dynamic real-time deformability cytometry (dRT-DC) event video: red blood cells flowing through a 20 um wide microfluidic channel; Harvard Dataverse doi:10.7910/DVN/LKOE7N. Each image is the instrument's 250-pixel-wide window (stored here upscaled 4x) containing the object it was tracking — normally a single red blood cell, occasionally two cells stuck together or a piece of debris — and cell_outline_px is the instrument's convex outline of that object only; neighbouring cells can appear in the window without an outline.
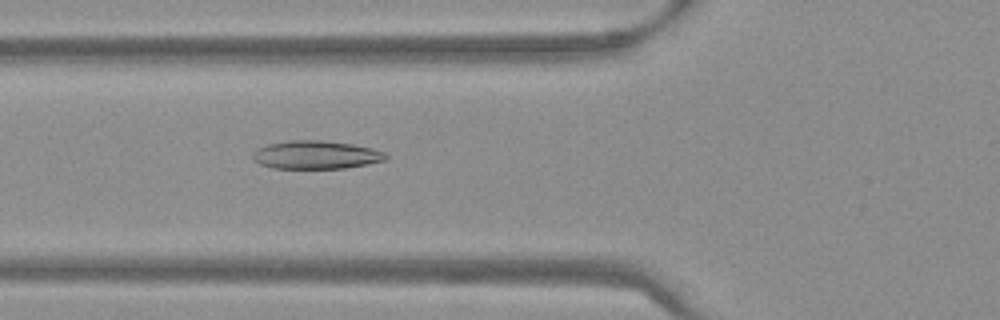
{"species": "Egyptian fruit bat (a non-hibernating species)", "species_latin": "Rousettus aegyptiacus", "temperature_condition": "warm", "stored_images_in_passage": 50, "camera_frame_rate_fps": 3000, "um_per_image_px": 0.085, "frame": {"image": 1, "passage_image": 17, "time_ms": 5.333, "image_size_px": [1000, 320], "cell_outline_px": [[388, 160], [368, 164], [344, 168], [272, 168], [260, 164], [252, 160], [252, 152], [256, 148], [268, 144], [288, 140], [324, 140], [352, 144], [372, 148], [384, 152], [388, 156]], "centroid_in_image_um": [26.84, 13.16], "position_along_channel_um": 99.0, "area_um2": 22.14}}
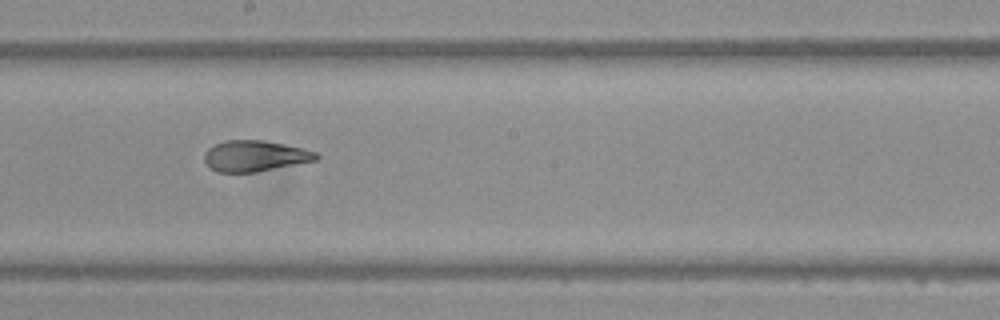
{"frame": {"image": 2, "passage_image": 27, "time_ms": 8.667, "image_size_px": [1000, 320], "cell_outline_px": [[320, 156], [316, 160], [256, 172], [216, 172], [204, 160], [204, 152], [208, 148], [216, 144], [228, 140], [264, 140], [304, 148], [316, 152]], "centroid_in_image_um": [21.68, 13.25], "position_along_channel_um": 226.5, "area_um2": 20.06}}
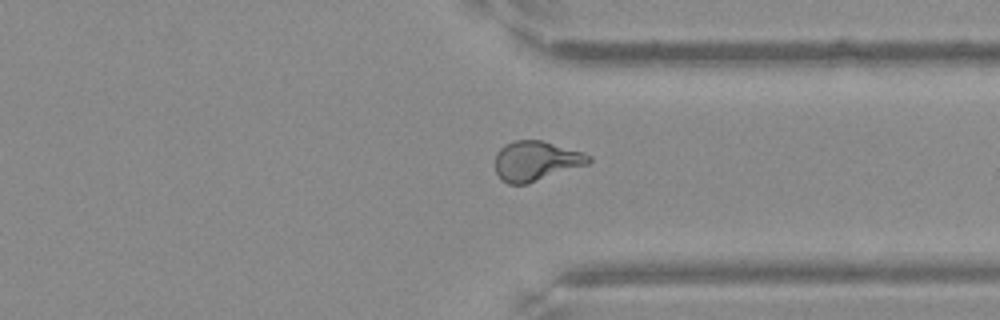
{"frame": {"image": 3, "passage_image": 38, "time_ms": 12.333, "image_size_px": [1000, 320], "cell_outline_px": [[592, 160], [588, 164], [528, 184], [508, 184], [500, 180], [496, 172], [496, 152], [504, 144], [516, 140], [544, 140], [584, 152], [592, 156]], "centroid_in_image_um": [45.57, 13.67], "position_along_channel_um": 365.8, "area_um2": 22.02}, "authors_computed_cell_mechanics": {"area_um2": 21.5594, "velocity_mm_per_s": 3.8064, "shape_relaxation_time_tau1_ms": null, "shape_relaxation_time_tau2_ms": 1.4281, "deformation_change_tau1": null, "deformation_change_tau2": 0.0791}}